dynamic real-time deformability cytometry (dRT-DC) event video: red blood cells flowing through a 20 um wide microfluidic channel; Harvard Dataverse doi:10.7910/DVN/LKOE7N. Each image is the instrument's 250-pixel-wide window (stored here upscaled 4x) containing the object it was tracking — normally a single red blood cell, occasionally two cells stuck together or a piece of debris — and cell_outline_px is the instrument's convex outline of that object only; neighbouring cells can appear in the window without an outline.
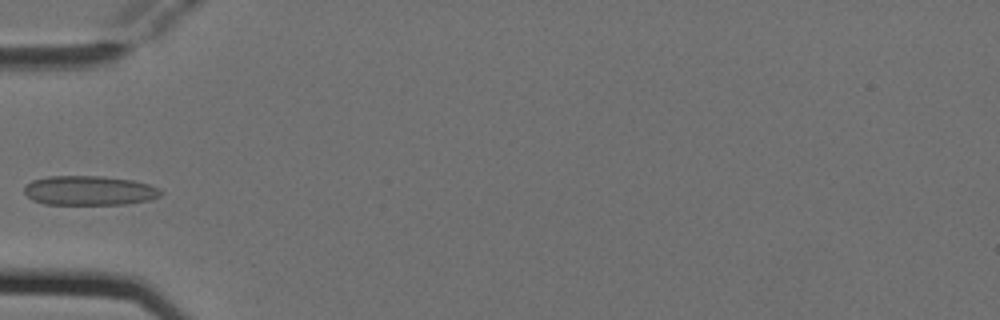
{"species": "Egyptian fruit bat (a non-hibernating species)", "species_latin": "Rousettus aegyptiacus", "temperature_condition": "cold", "stored_images_in_passage": 5, "camera_frame_rate_fps": 3000, "um_per_image_px": 0.085, "animal": {"sex": "female"}, "frame": {"image": 1, "passage_image": 4, "time_ms": 1.0, "image_size_px": [1000, 320], "cell_outline_px": [[164, 192], [160, 196], [148, 200], [124, 204], [44, 204], [32, 200], [24, 192], [24, 188], [32, 180], [48, 176], [104, 176], [132, 180], [148, 184], [160, 188]], "centroid_in_image_um": [7.6, 16.19], "position_along_channel_um": 77.4, "area_um2": 23.47}}
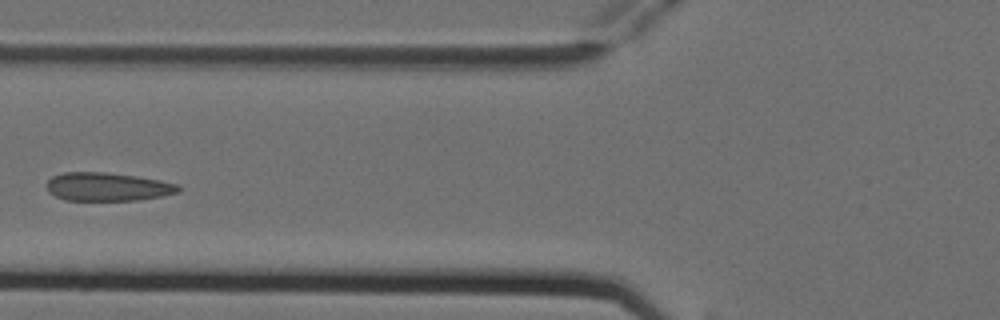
{"frame": {"image": 2, "passage_image": 5, "time_ms": 1.333, "image_size_px": [1000, 320], "cell_outline_px": [[180, 192], [164, 196], [136, 200], [64, 200], [48, 192], [44, 184], [52, 176], [64, 172], [104, 172], [136, 176], [160, 180], [176, 184], [180, 188]], "centroid_in_image_um": [9.11, 15.87], "position_along_channel_um": 116.7, "area_um2": 21.91}}